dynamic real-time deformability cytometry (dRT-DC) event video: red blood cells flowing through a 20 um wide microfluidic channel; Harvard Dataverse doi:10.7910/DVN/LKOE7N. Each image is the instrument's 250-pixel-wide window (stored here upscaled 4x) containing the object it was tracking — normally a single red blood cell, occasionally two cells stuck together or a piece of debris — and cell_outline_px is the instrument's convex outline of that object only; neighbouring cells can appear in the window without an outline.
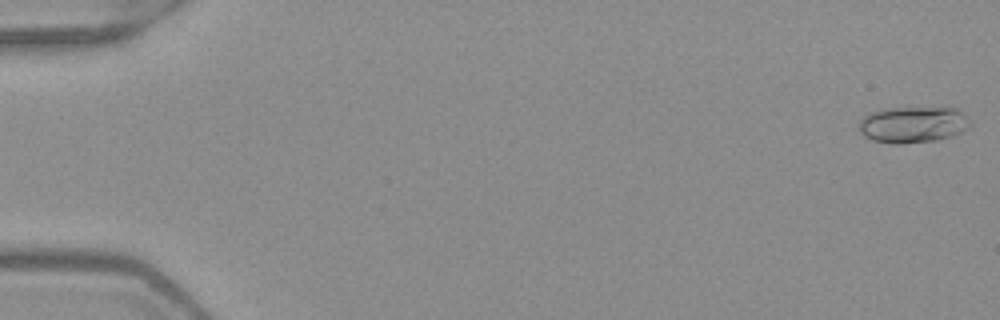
{"species": "Egyptian fruit bat (a non-hibernating species)", "species_latin": "Rousettus aegyptiacus", "temperature_condition": "warm", "stored_images_in_passage": 52, "camera_frame_rate_fps": 3000, "um_per_image_px": 0.085, "frame": {"image": 1, "passage_image": 1, "time_ms": 0.0, "image_size_px": [1000, 320], "cell_outline_px": [[972, 128], [952, 136], [936, 140], [900, 144], [892, 144], [872, 140], [864, 136], [860, 132], [860, 120], [864, 116], [872, 112], [888, 108], [956, 108], [972, 124]], "centroid_in_image_um": [77.61, 10.61], "position_along_channel_um": 7.4, "area_um2": 23.47}}
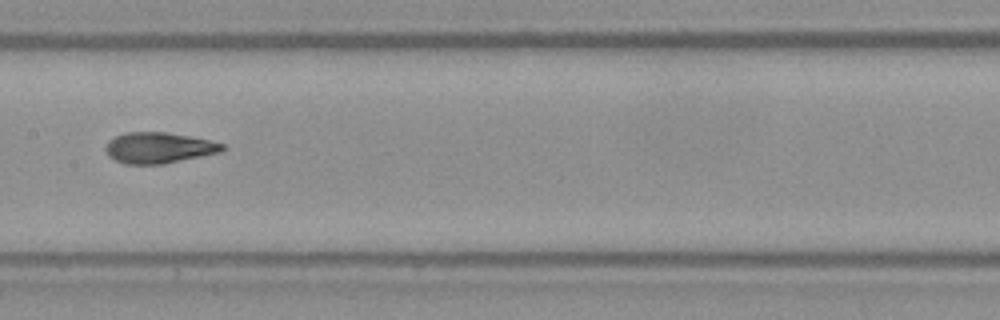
{"frame": {"image": 2, "passage_image": 27, "time_ms": 8.667, "image_size_px": [1000, 320], "cell_outline_px": [[228, 148], [220, 152], [164, 164], [124, 164], [108, 156], [104, 148], [108, 140], [124, 132], [164, 132], [188, 136], [208, 140], [224, 144]], "centroid_in_image_um": [13.47, 12.56], "position_along_channel_um": 193.9, "area_um2": 21.04}}
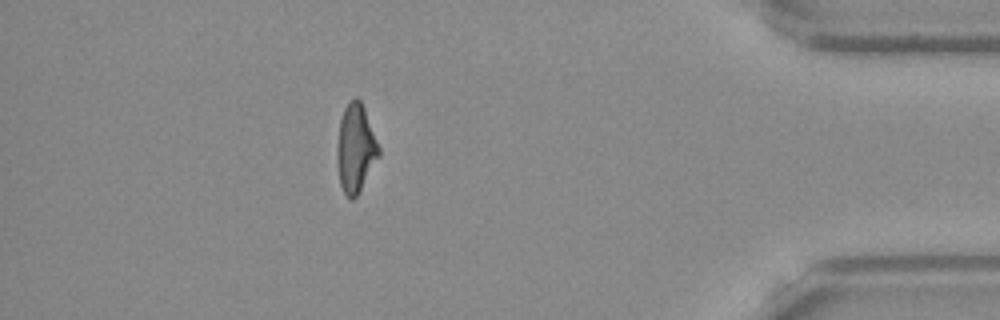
{"frame": {"image": 3, "passage_image": 46, "time_ms": 15.0, "image_size_px": [1000, 320], "cell_outline_px": [[380, 156], [356, 196], [352, 200], [344, 192], [340, 184], [336, 160], [336, 148], [340, 120], [344, 108], [348, 100], [356, 96], [360, 100], [364, 108], [380, 148]], "centroid_in_image_um": [30.21, 12.57], "position_along_channel_um": 405.0, "area_um2": 21.5}, "authors_computed_cell_mechanics": {"area_um2": 21.1548, "velocity_mm_per_s": 4.0052, "shape_relaxation_time_tau1_ms": 4.7492, "shape_relaxation_time_tau2_ms": 1.52, "deformation_change_tau1": 0.1621, "deformation_change_tau2": 0.0746}}